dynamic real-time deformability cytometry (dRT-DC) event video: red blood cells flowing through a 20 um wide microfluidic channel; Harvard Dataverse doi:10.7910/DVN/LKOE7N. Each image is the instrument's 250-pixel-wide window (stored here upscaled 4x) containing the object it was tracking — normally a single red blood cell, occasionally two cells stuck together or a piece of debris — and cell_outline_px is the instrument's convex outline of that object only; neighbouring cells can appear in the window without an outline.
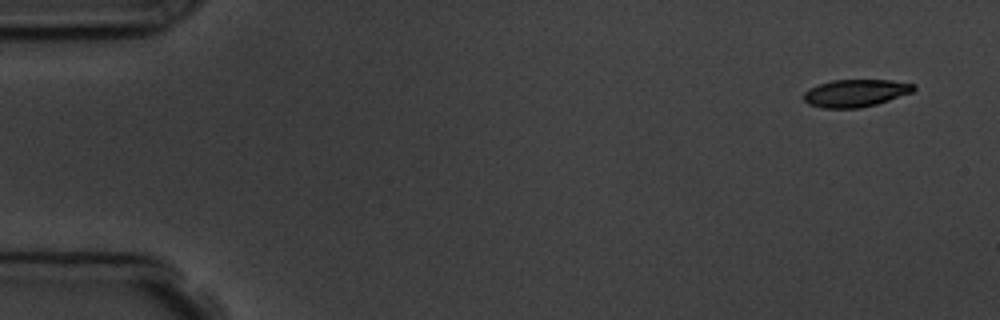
{"species": "common noctule bat (a hibernating species)", "species_latin": "Nyctalus noctula", "temperature_condition": "room temperature", "stored_images_in_passage": 7, "camera_frame_rate_fps": 3000, "um_per_image_px": 0.085, "animal": {"sex": "male", "body_mass_g": 19.5, "forearm_length_mm": 54.6}, "frame": {"image": 1, "passage_image": 1, "time_ms": 0.0, "image_size_px": [1000, 320], "cell_outline_px": [[916, 88], [912, 92], [876, 104], [860, 108], [820, 108], [808, 104], [804, 100], [804, 92], [808, 88], [832, 80], [892, 80], [916, 84]], "centroid_in_image_um": [72.71, 7.91], "position_along_channel_um": 12.3, "area_um2": 17.63}}
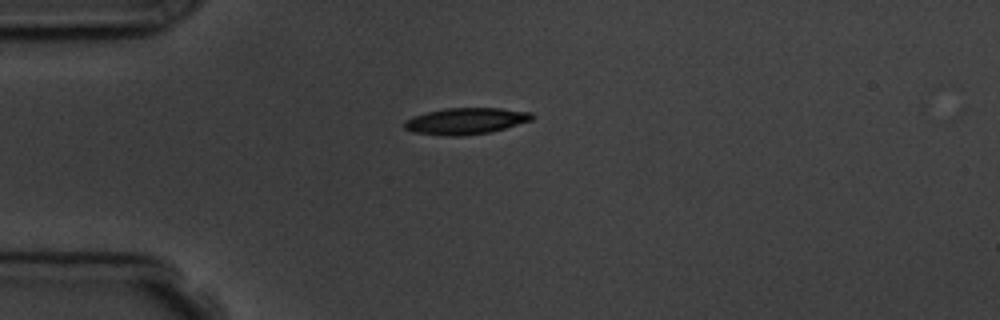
{"frame": {"image": 2, "passage_image": 4, "time_ms": 3.667, "image_size_px": [1000, 320], "cell_outline_px": [[532, 120], [492, 132], [460, 136], [448, 136], [416, 132], [404, 128], [404, 120], [412, 116], [444, 108], [500, 108], [532, 112]], "centroid_in_image_um": [39.59, 10.28], "position_along_channel_um": 45.4, "area_um2": 19.59}}
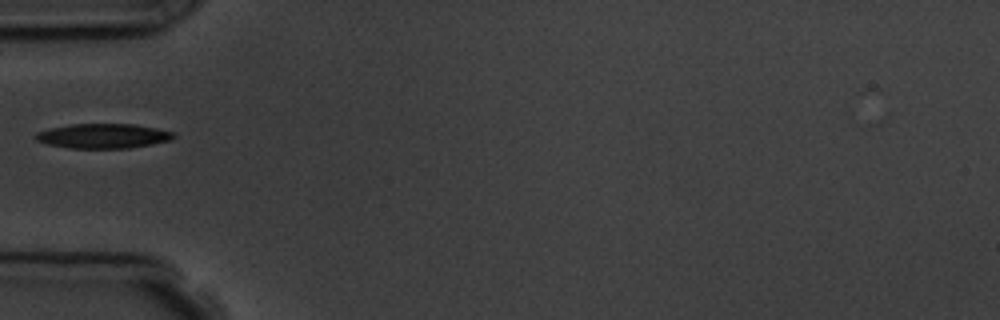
{"frame": {"image": 3, "passage_image": 5, "time_ms": 5.0, "image_size_px": [1000, 320], "cell_outline_px": [[176, 136], [172, 140], [152, 144], [128, 148], [68, 148], [44, 144], [36, 140], [32, 136], [36, 132], [52, 128], [72, 124], [132, 124], [156, 128], [176, 132]], "centroid_in_image_um": [8.76, 11.56], "position_along_channel_um": 76.2, "area_um2": 20.0}}